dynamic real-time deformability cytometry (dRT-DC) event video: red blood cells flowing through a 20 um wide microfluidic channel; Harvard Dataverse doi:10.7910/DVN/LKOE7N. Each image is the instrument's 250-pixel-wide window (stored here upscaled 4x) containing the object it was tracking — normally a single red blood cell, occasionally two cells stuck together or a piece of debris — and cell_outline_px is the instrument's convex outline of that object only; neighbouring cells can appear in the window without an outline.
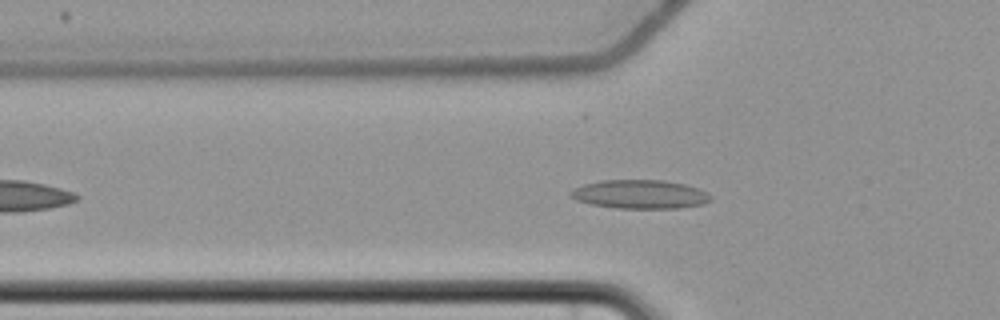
{"species": "common noctule bat (a hibernating species)", "species_latin": "Nyctalus noctula", "temperature_condition": "cold", "stored_images_in_passage": 42, "camera_frame_rate_fps": 3000, "um_per_image_px": 0.085, "animal": {"sex": "female", "body_mass_g": 22.7, "forearm_length_mm": 54.2}, "frame": {"image": 1, "passage_image": 10, "time_ms": 3.0, "image_size_px": [1000, 320], "cell_outline_px": [[712, 200], [704, 204], [680, 208], [616, 208], [592, 204], [576, 200], [568, 196], [568, 192], [572, 188], [584, 184], [600, 180], [664, 180], [684, 184], [696, 188], [712, 196]], "centroid_in_image_um": [54.35, 16.51], "position_along_channel_um": 71.4, "area_um2": 23.58}}
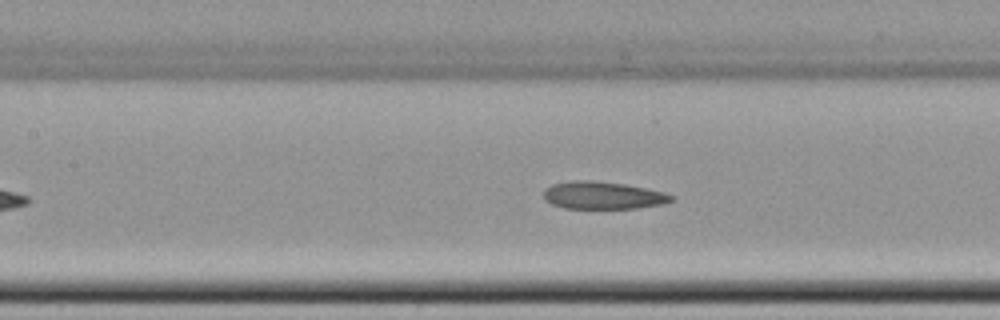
{"frame": {"image": 2, "passage_image": 17, "time_ms": 5.333, "image_size_px": [1000, 320], "cell_outline_px": [[676, 200], [664, 204], [636, 208], [564, 208], [552, 204], [544, 200], [544, 188], [552, 184], [568, 180], [592, 180], [624, 184], [664, 192], [676, 196]], "centroid_in_image_um": [51.25, 16.6], "position_along_channel_um": 156.1, "area_um2": 20.69}}
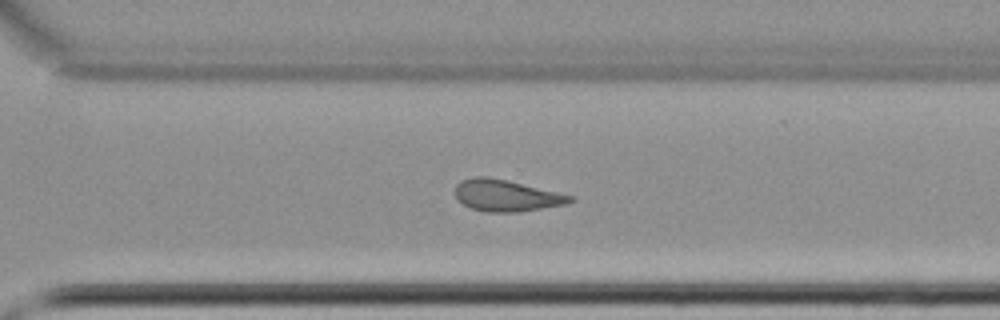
{"frame": {"image": 3, "passage_image": 31, "time_ms": 10.0, "image_size_px": [1000, 320], "cell_outline_px": [[576, 196], [572, 200], [564, 204], [520, 212], [488, 212], [472, 208], [456, 200], [456, 184], [460, 180], [472, 176], [488, 176], [508, 180]], "centroid_in_image_um": [43.01, 16.6], "position_along_channel_um": 327.6, "area_um2": 21.27}, "authors_computed_cell_mechanics": {"area_um2": 22.3397, "velocity_mm_per_s": 3.6766, "shape_relaxation_time_tau1_ms": null, "shape_relaxation_time_tau2_ms": 3.3043, "deformation_change_tau1": null, "deformation_change_tau2": 0.0996}}